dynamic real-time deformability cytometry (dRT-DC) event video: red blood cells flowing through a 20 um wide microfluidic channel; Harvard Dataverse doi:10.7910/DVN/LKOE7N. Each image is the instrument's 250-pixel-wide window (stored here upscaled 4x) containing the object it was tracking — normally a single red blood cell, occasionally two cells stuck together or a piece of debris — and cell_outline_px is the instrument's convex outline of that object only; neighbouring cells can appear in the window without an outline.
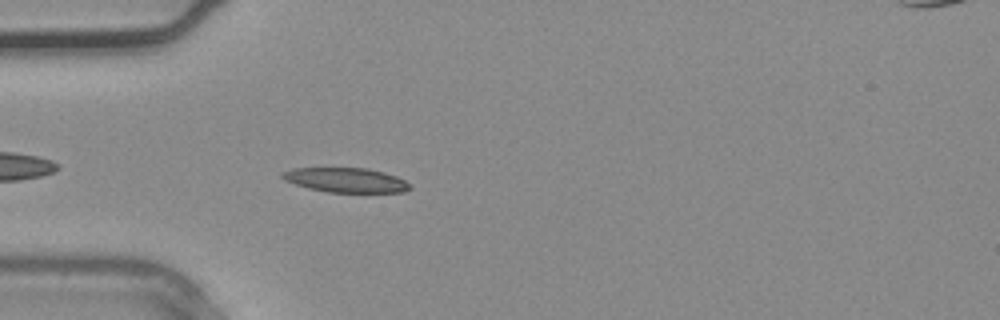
{"species": "common noctule bat (a hibernating species)", "species_latin": "Nyctalus noctula", "temperature_condition": "warm", "stored_images_in_passage": 2, "camera_frame_rate_fps": 3000, "um_per_image_px": 0.085, "animal": {"sex": "male", "body_mass_g": 20.4}, "frame": {"image": 1, "passage_image": 2, "time_ms": 0.333, "image_size_px": [1000, 320], "cell_outline_px": [[412, 188], [404, 192], [328, 192], [308, 188], [284, 180], [280, 176], [280, 172], [292, 168], [368, 168], [384, 172], [396, 176], [404, 180]], "centroid_in_image_um": [29.37, 15.3], "position_along_channel_um": 55.6, "area_um2": 18.26}}